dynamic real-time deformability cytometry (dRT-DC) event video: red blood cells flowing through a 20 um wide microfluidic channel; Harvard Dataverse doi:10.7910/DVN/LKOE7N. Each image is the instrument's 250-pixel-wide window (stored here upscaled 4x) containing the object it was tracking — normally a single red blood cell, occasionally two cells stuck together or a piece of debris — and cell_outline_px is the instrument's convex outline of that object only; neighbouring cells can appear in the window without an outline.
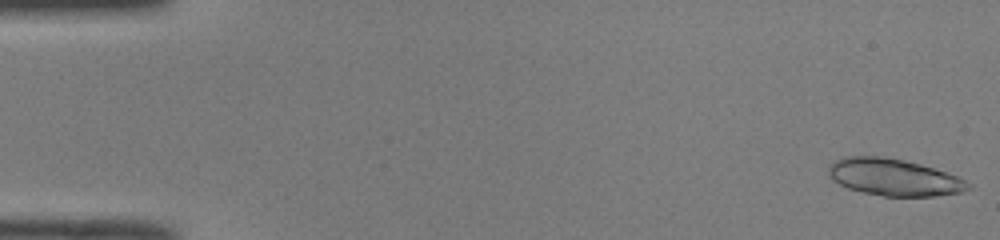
{"species": "common noctule bat (a hibernating species)", "species_latin": "Nyctalus noctula", "temperature_condition": "room temperature", "stored_images_in_passage": 50, "camera_frame_rate_fps": 3000, "um_per_image_px": 0.085, "animal": {"sex": "male", "body_mass_g": 19.0, "forearm_length_mm": 50.8}, "frame": {"image": 1, "passage_image": 1, "time_ms": 0.0, "image_size_px": [1000, 240], "cell_outline_px": [[972, 188], [960, 192], [936, 196], [884, 196], [864, 192], [848, 188], [832, 180], [828, 176], [828, 168], [840, 156], [880, 156], [904, 160], [920, 164], [956, 176], [972, 184]], "centroid_in_image_um": [75.96, 15.07], "position_along_channel_um": 9.0, "area_um2": 29.88}}
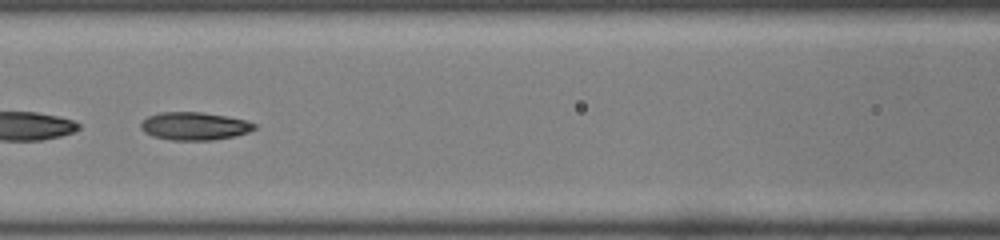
{"frame": {"image": 2, "passage_image": 23, "time_ms": 7.333, "image_size_px": [1000, 240], "cell_outline_px": [[256, 128], [248, 132], [232, 136], [212, 140], [172, 140], [152, 136], [144, 132], [140, 128], [140, 124], [148, 116], [160, 112], [200, 112], [224, 116], [244, 120], [256, 124]], "centroid_in_image_um": [16.48, 10.72], "position_along_channel_um": 150.1, "area_um2": 18.26}}
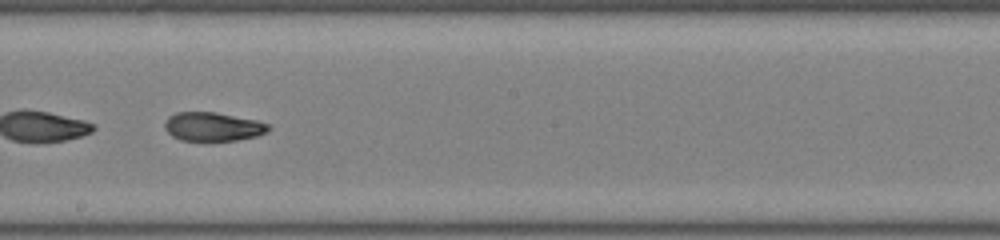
{"frame": {"image": 3, "passage_image": 29, "time_ms": 9.333, "image_size_px": [1000, 240], "cell_outline_px": [[272, 128], [268, 132], [256, 136], [236, 140], [180, 140], [172, 136], [164, 128], [164, 120], [168, 116], [176, 112], [216, 112], [256, 120], [268, 124]], "centroid_in_image_um": [18.08, 10.75], "position_along_channel_um": 230.1, "area_um2": 17.46}, "authors_computed_cell_mechanics": {"area_um2": 19.4208, "velocity_mm_per_s": 4.0299, "shape_relaxation_time_tau1_ms": 10.7405, "shape_relaxation_time_tau2_ms": 2.1656, "deformation_change_tau1": 0.263, "deformation_change_tau2": 0.0698}}